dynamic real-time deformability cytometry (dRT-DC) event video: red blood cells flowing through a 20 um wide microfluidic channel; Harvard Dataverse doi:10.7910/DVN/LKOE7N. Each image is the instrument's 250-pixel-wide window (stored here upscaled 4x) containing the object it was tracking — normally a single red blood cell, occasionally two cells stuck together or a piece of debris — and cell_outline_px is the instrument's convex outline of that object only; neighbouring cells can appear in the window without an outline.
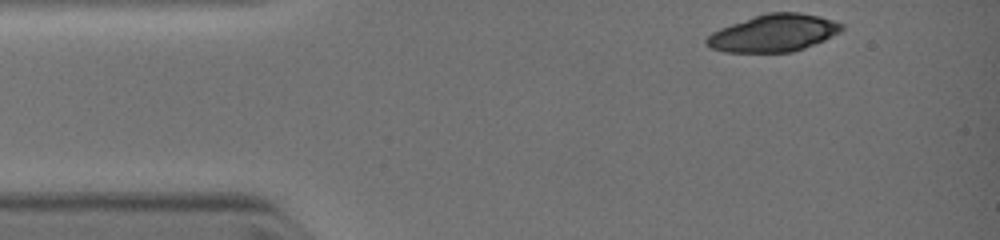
{"species": "common noctule bat (a hibernating species)", "species_latin": "Nyctalus noctula", "temperature_condition": "warm", "stored_images_in_passage": 3, "camera_frame_rate_fps": 3000, "um_per_image_px": 0.085, "animal": {"sex": "female", "body_mass_g": 19.0, "forearm_length_mm": 51.5}, "frame": {"image": 1, "passage_image": 1, "time_ms": 0.0, "image_size_px": [1000, 240], "cell_outline_px": [[844, 28], [840, 32], [824, 40], [804, 48], [792, 52], [724, 52], [712, 48], [704, 44], [704, 40], [712, 32], [720, 28], [768, 12], [800, 12], [820, 16], [836, 20], [844, 24]], "centroid_in_image_um": [65.79, 2.81], "position_along_channel_um": 19.2, "area_um2": 29.36}}